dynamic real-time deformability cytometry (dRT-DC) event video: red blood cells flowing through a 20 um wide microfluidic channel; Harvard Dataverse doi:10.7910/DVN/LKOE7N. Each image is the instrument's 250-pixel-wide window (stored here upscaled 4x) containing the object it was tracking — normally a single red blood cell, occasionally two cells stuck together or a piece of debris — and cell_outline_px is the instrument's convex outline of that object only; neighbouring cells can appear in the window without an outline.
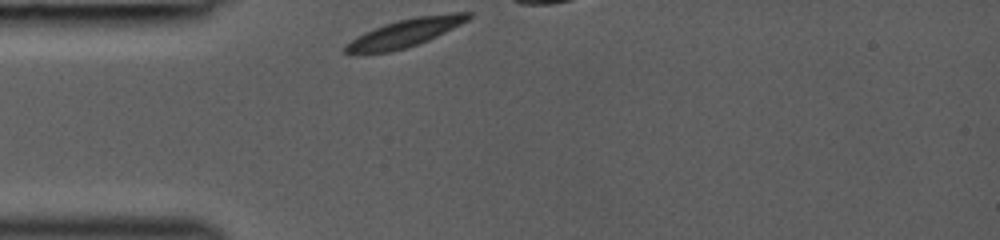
{"species": "common noctule bat (a hibernating species)", "species_latin": "Nyctalus noctula", "temperature_condition": "room temperature", "stored_images_in_passage": 26, "camera_frame_rate_fps": 3000, "um_per_image_px": 0.085, "animal": {"sex": "female", "body_mass_g": 19.0, "forearm_length_mm": 53.3}, "frame": {"image": 1, "passage_image": 1, "time_ms": 0.0, "image_size_px": [1000, 240], "cell_outline_px": [[472, 16], [468, 20], [428, 40], [392, 52], [356, 56], [352, 56], [344, 52], [344, 48], [352, 40], [384, 24], [416, 16], [452, 12], [472, 12]], "centroid_in_image_um": [34.4, 2.83], "position_along_channel_um": 50.6, "area_um2": 20.0}}
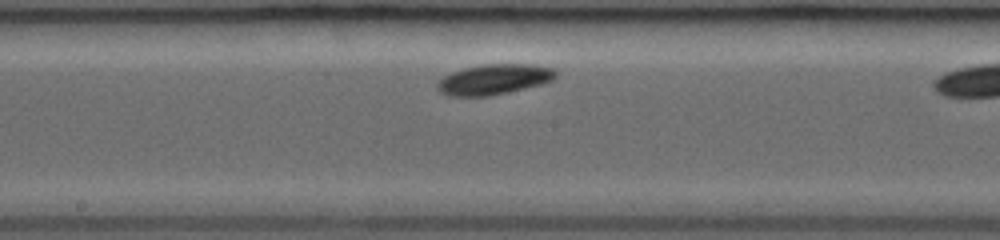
{"frame": {"image": 2, "passage_image": 13, "time_ms": 4.0, "image_size_px": [1000, 240], "cell_outline_px": [[556, 76], [552, 80], [540, 84], [488, 96], [448, 96], [440, 92], [436, 88], [436, 84], [444, 76], [452, 72], [464, 68], [484, 64], [528, 64], [552, 68], [556, 72]], "centroid_in_image_um": [41.94, 6.74], "position_along_channel_um": 206.3, "area_um2": 20.63}}
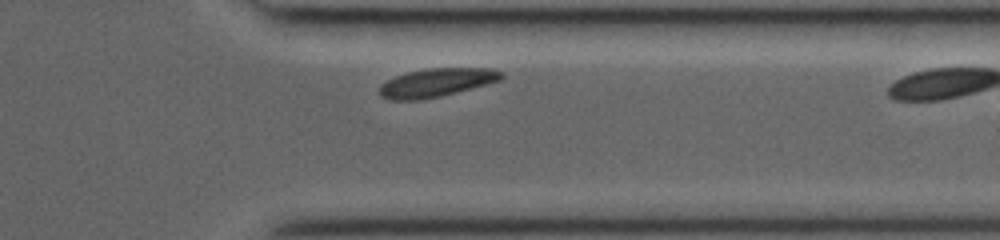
{"frame": {"image": 3, "passage_image": 25, "time_ms": 8.0, "image_size_px": [1000, 240], "cell_outline_px": [[504, 76], [500, 80], [456, 92], [440, 96], [420, 100], [392, 100], [380, 96], [380, 84], [396, 76], [408, 72], [428, 68], [492, 68], [504, 72]], "centroid_in_image_um": [37.11, 7.01], "position_along_channel_um": 374.3, "area_um2": 20.06}}